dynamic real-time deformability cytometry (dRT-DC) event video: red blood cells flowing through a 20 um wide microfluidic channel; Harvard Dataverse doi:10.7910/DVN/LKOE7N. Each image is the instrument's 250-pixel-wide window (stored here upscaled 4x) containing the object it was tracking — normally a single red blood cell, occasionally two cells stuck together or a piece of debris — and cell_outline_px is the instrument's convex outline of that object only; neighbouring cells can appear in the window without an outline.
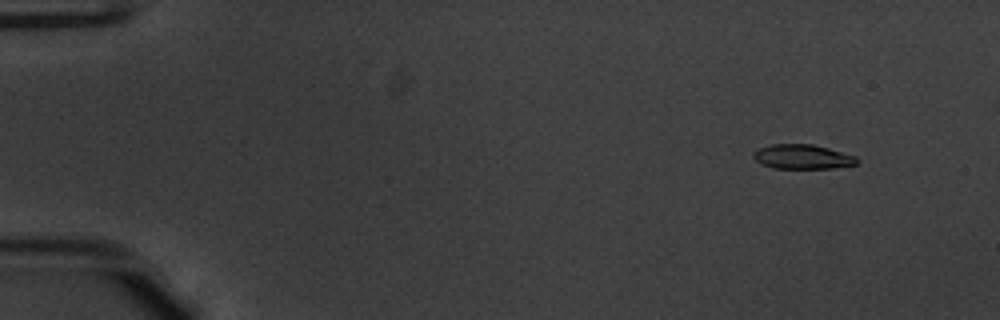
{"species": "common noctule bat (a hibernating species)", "species_latin": "Nyctalus noctula", "temperature_condition": "warm", "stored_images_in_passage": 23, "camera_frame_rate_fps": 3000, "um_per_image_px": 0.085, "animal": {"sex": "male", "body_mass_g": 20.1, "forearm_length_mm": 53.5}, "frame": {"image": 1, "passage_image": 1, "time_ms": 0.0, "image_size_px": [1000, 320], "cell_outline_px": [[860, 160], [856, 164], [832, 168], [772, 168], [756, 160], [752, 156], [752, 152], [760, 148], [772, 144], [812, 144], [828, 148], [856, 156]], "centroid_in_image_um": [68.22, 13.32], "position_along_channel_um": 16.8, "area_um2": 14.68}}